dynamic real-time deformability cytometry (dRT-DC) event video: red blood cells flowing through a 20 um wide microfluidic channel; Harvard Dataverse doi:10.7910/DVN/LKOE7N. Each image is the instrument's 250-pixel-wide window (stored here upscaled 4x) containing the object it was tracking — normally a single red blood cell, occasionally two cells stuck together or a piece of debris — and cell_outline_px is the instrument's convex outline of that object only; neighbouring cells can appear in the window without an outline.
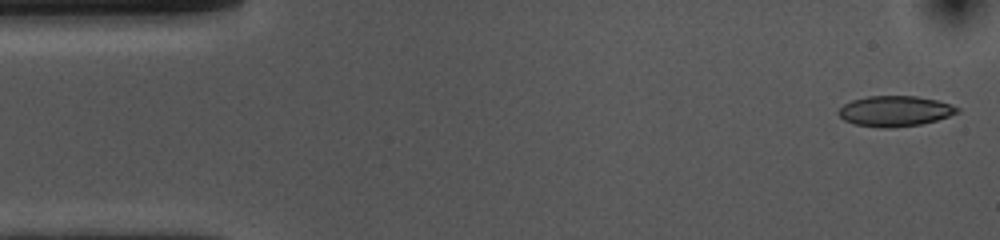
{"species": "common noctule bat (a hibernating species)", "species_latin": "Nyctalus noctula", "temperature_condition": "cold", "stored_images_in_passage": 52, "camera_frame_rate_fps": 3000, "um_per_image_px": 0.085, "animal": {"sex": "female", "body_mass_g": 10.0, "forearm_length_mm": 53.1}, "frame": {"image": 1, "passage_image": 1, "time_ms": 0.0, "image_size_px": [1000, 240], "cell_outline_px": [[960, 112], [936, 120], [920, 124], [892, 128], [880, 128], [856, 124], [844, 120], [836, 112], [844, 104], [852, 100], [868, 96], [916, 96], [936, 100], [960, 108]], "centroid_in_image_um": [76.05, 9.44], "position_along_channel_um": 9.0, "area_um2": 20.98}}
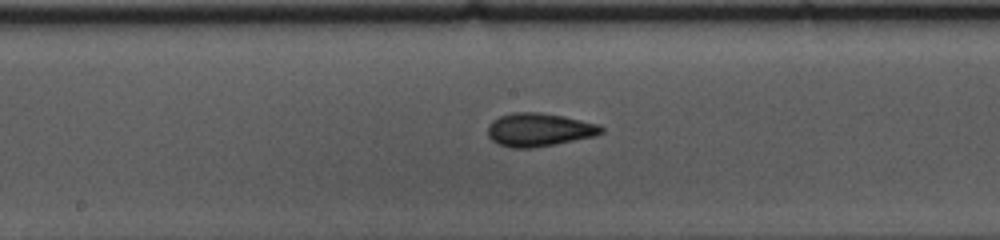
{"frame": {"image": 2, "passage_image": 25, "time_ms": 8.0, "image_size_px": [1000, 240], "cell_outline_px": [[604, 132], [596, 136], [556, 144], [532, 148], [512, 148], [500, 144], [492, 140], [488, 136], [488, 124], [492, 120], [500, 116], [512, 112], [540, 112], [564, 116], [600, 124], [604, 128]], "centroid_in_image_um": [45.85, 11.02], "position_along_channel_um": 202.4, "area_um2": 22.25}}
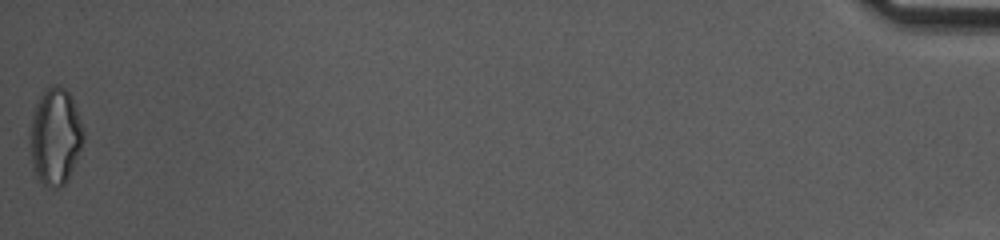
{"frame": {"image": 3, "passage_image": 52, "time_ms": 17.0, "image_size_px": [1000, 240], "cell_outline_px": [[84, 140], [72, 168], [64, 184], [44, 184], [36, 176], [32, 168], [28, 132], [32, 112], [40, 96], [52, 84], [60, 84], [72, 96], [84, 128]], "centroid_in_image_um": [4.67, 11.52], "position_along_channel_um": 430.5, "area_um2": 30.11}, "authors_computed_cell_mechanics": {"area_um2": 21.1837, "velocity_mm_per_s": 3.7062, "shape_relaxation_time_tau1_ms": 7.3738, "shape_relaxation_time_tau2_ms": 2.9074, "deformation_change_tau1": 0.1446, "deformation_change_tau2": 0.0842}}